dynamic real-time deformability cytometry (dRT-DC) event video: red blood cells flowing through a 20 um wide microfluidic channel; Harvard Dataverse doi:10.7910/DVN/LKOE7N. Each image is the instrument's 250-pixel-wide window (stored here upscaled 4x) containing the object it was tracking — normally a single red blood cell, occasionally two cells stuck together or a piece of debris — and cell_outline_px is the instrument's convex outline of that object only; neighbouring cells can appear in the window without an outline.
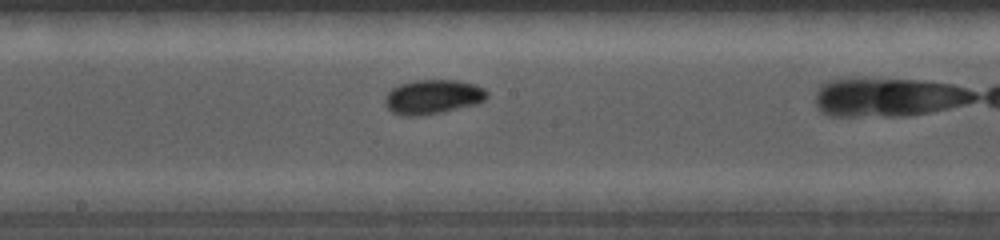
{"species": "common noctule bat (a hibernating species)", "species_latin": "Nyctalus noctula", "temperature_condition": "cold", "stored_images_in_passage": 13, "camera_frame_rate_fps": 5000, "um_per_image_px": 0.085, "animal": {"sex": "female", "body_mass_g": 19.0, "forearm_length_mm": 56.7}, "frame": {"image": 1, "passage_image": 13, "time_ms": 4.0, "image_size_px": [1000, 240], "cell_outline_px": [[488, 96], [484, 100], [476, 104], [440, 112], [416, 116], [404, 116], [392, 112], [384, 104], [384, 96], [392, 88], [400, 84], [416, 80], [456, 80], [476, 84], [484, 88], [488, 92]], "centroid_in_image_um": [36.78, 8.22], "position_along_channel_um": 211.4, "area_um2": 20.46}}